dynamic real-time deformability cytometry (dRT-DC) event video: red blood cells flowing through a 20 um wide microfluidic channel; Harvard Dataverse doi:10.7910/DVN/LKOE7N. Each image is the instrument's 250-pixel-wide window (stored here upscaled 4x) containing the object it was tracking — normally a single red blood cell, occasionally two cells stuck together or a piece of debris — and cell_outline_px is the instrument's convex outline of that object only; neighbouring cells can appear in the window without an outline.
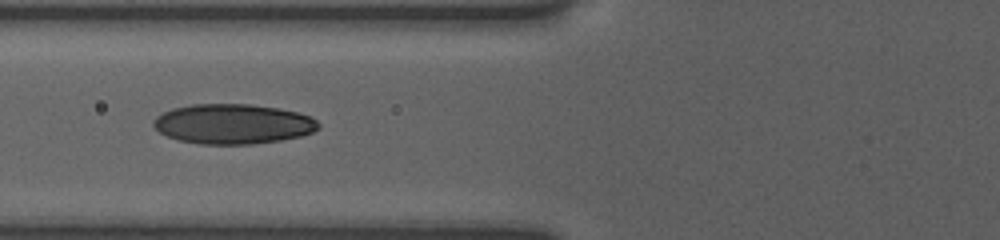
{"species": "human", "species_latin": "Homo sapiens", "temperature_condition": "room temperature", "stored_images_in_passage": 15, "camera_frame_rate_fps": 3000, "um_per_image_px": 0.085, "donor": {"sex": "female"}, "frame": {"image": 1, "passage_image": 8, "time_ms": 4.667, "image_size_px": [1000, 240], "cell_outline_px": [[320, 128], [312, 132], [300, 136], [280, 140], [252, 144], [200, 144], [180, 140], [168, 136], [160, 132], [152, 124], [152, 120], [156, 116], [172, 108], [192, 104], [248, 104], [276, 108], [296, 112], [308, 116], [316, 120], [320, 124]], "centroid_in_image_um": [19.78, 10.53], "position_along_channel_um": 106.0, "area_um2": 38.21}}
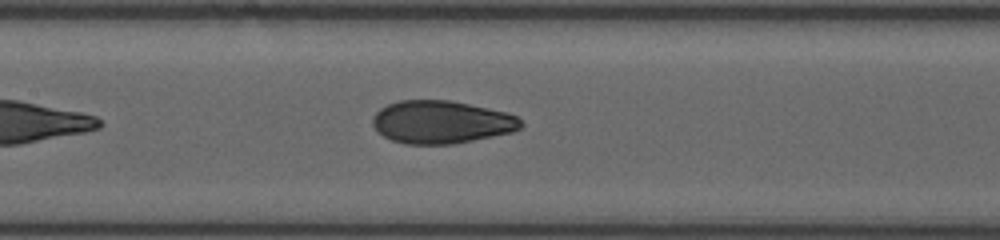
{"frame": {"image": 2, "passage_image": 11, "time_ms": 6.333, "image_size_px": [1000, 240], "cell_outline_px": [[524, 124], [520, 128], [512, 132], [452, 144], [404, 144], [392, 140], [376, 132], [372, 124], [372, 116], [380, 108], [388, 104], [400, 100], [448, 100], [488, 108], [504, 112], [516, 116], [524, 120]], "centroid_in_image_um": [37.48, 10.38], "position_along_channel_um": 169.9, "area_um2": 37.05}}
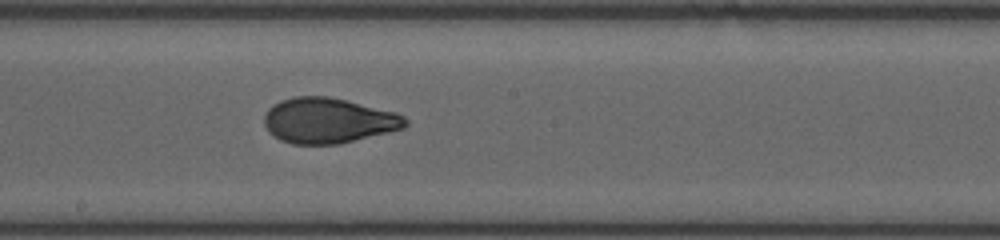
{"frame": {"image": 3, "passage_image": 15, "time_ms": 7.667, "image_size_px": [1000, 240], "cell_outline_px": [[408, 124], [404, 128], [340, 144], [292, 144], [280, 140], [268, 132], [264, 124], [264, 116], [268, 108], [280, 100], [292, 96], [328, 96], [348, 100], [396, 112], [404, 116], [408, 120]], "centroid_in_image_um": [27.9, 10.24], "position_along_channel_um": 220.3, "area_um2": 37.63}}